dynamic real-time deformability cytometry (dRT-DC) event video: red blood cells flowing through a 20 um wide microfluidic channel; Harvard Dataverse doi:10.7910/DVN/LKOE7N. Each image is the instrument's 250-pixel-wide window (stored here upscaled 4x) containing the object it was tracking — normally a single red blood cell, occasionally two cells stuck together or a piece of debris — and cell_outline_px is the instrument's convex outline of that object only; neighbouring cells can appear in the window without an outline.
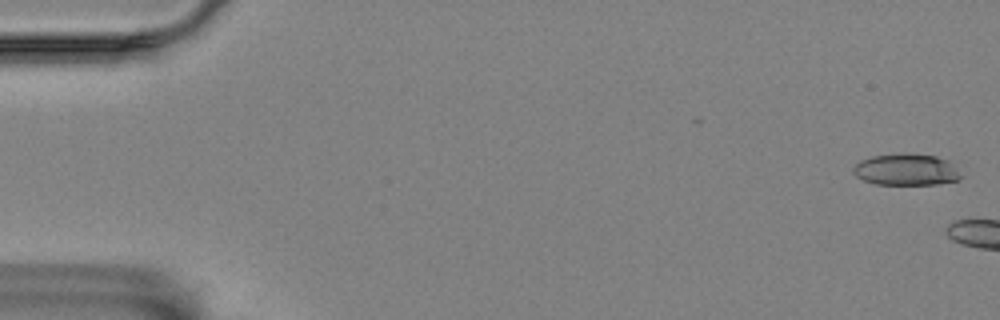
{"species": "Egyptian fruit bat (a non-hibernating species)", "species_latin": "Rousettus aegyptiacus", "temperature_condition": "room temperature", "stored_images_in_passage": 5, "camera_frame_rate_fps": 3000, "um_per_image_px": 0.085, "animal": {"sex": "female"}, "frame": {"image": 1, "passage_image": 1, "time_ms": 0.0, "image_size_px": [1000, 320], "cell_outline_px": [[964, 176], [960, 180], [936, 184], [876, 184], [864, 180], [856, 176], [852, 172], [852, 168], [860, 160], [872, 156], [904, 152], [908, 152], [936, 156], [948, 160]], "centroid_in_image_um": [77.05, 14.4], "position_along_channel_um": 8.0, "area_um2": 20.11}}